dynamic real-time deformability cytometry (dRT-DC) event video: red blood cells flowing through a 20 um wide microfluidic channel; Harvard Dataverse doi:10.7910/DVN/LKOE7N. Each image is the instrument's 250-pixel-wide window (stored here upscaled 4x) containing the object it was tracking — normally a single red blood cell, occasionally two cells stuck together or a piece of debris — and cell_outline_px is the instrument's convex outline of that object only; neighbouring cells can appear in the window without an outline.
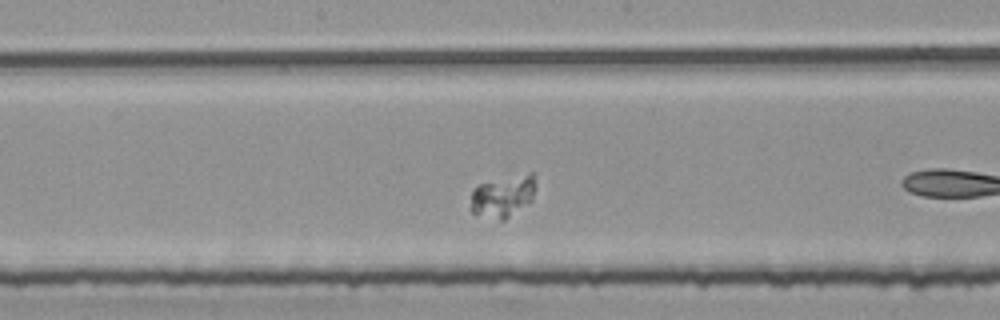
{"species": "common noctule bat (a hibernating species)", "species_latin": "Nyctalus noctula", "temperature_condition": "room temperature", "stored_images_in_passage": 17, "camera_frame_rate_fps": 3000, "um_per_image_px": 0.085, "animal": {"sex": "female", "body_mass_g": 25.1}, "frame": {"image": 1, "passage_image": 15, "time_ms": 4.667, "image_size_px": [1000, 320], "cell_outline_px": [[536, 188], [532, 200], [528, 204], [504, 220], [500, 220], [472, 212], [472, 192], [480, 184], [528, 172], [532, 172], [536, 184]], "centroid_in_image_um": [42.83, 16.66], "position_along_channel_um": 205.4, "area_um2": 15.55}}